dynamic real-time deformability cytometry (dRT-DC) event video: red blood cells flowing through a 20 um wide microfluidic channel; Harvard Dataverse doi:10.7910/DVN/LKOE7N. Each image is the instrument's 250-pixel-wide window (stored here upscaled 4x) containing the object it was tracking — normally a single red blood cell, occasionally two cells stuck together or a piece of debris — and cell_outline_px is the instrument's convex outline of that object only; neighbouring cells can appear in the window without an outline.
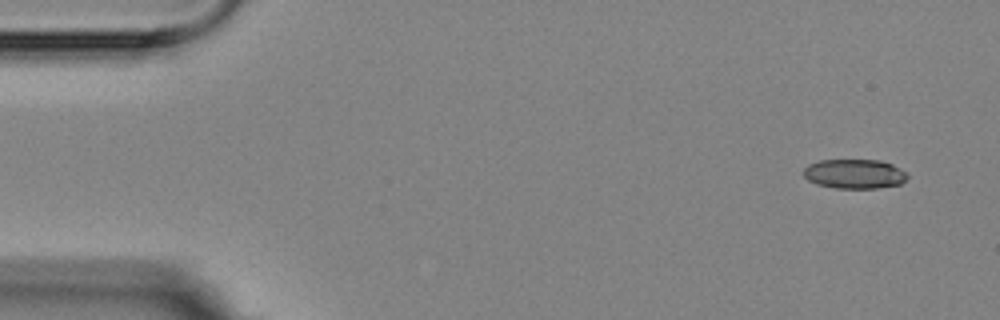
{"species": "Egyptian fruit bat (a non-hibernating species)", "species_latin": "Rousettus aegyptiacus", "temperature_condition": "room temperature", "stored_images_in_passage": 4, "camera_frame_rate_fps": 3000, "um_per_image_px": 0.085, "animal": {"sex": "female"}, "frame": {"image": 1, "passage_image": 1, "time_ms": 0.0, "image_size_px": [1000, 320], "cell_outline_px": [[908, 176], [900, 184], [876, 188], [836, 188], [816, 184], [808, 180], [804, 176], [804, 168], [808, 164], [820, 160], [880, 160], [892, 164], [908, 172]], "centroid_in_image_um": [72.63, 14.77], "position_along_channel_um": 12.4, "area_um2": 17.86}}
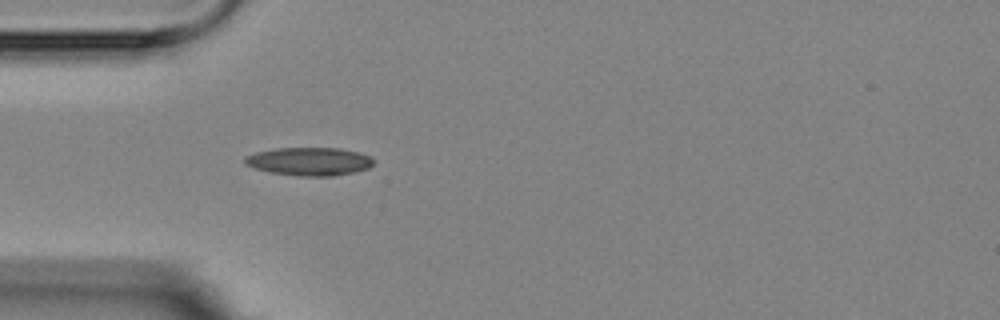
{"frame": {"image": 2, "passage_image": 4, "time_ms": 4.333, "image_size_px": [1000, 320], "cell_outline_px": [[372, 164], [368, 168], [352, 172], [332, 176], [296, 176], [268, 172], [252, 168], [244, 164], [244, 156], [256, 152], [276, 148], [340, 148], [372, 156]], "centroid_in_image_um": [26.22, 13.72], "position_along_channel_um": 58.8, "area_um2": 21.21}}